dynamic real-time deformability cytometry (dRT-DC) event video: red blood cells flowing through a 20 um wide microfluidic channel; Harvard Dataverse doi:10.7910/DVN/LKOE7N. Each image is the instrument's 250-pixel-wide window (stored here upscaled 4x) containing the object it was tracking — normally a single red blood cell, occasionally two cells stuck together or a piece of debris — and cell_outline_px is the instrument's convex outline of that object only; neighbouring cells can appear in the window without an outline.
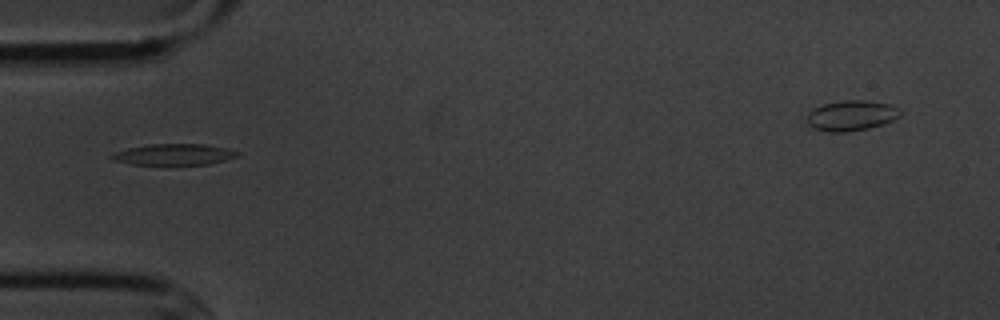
{"species": "common noctule bat (a hibernating species)", "species_latin": "Nyctalus noctula", "temperature_condition": "cold", "stored_images_in_passage": 2, "camera_frame_rate_fps": 3000, "um_per_image_px": 0.085, "animal": {"sex": "male", "body_mass_g": 20.1, "forearm_length_mm": 53.5}, "frame": {"image": 1, "passage_image": 1, "time_ms": 0.0, "image_size_px": [1000, 320], "cell_outline_px": [[240, 156], [208, 164], [164, 168], [132, 164], [112, 160], [108, 156], [112, 152], [128, 148], [148, 144], [204, 144], [224, 148], [240, 152]], "centroid_in_image_um": [14.71, 13.18], "position_along_channel_um": 70.3, "area_um2": 16.53}}
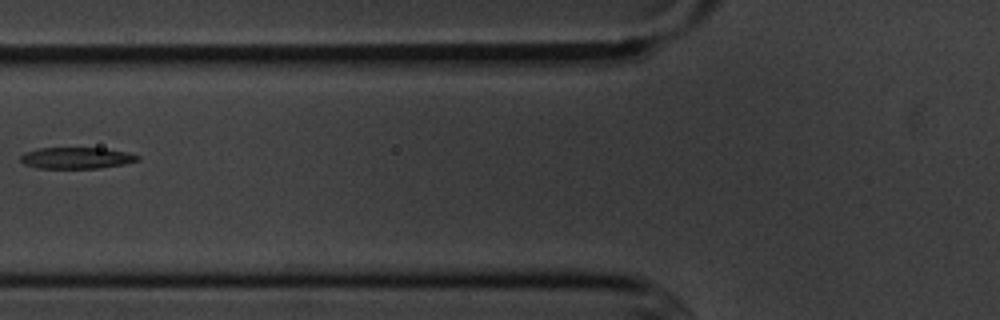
{"frame": {"image": 2, "passage_image": 2, "time_ms": 1.333, "image_size_px": [1000, 320], "cell_outline_px": [[140, 160], [124, 164], [100, 168], [36, 168], [24, 164], [20, 160], [20, 156], [24, 152], [36, 148], [104, 148], [128, 152], [140, 156]], "centroid_in_image_um": [6.49, 13.42], "position_along_channel_um": 119.3, "area_um2": 14.74}}